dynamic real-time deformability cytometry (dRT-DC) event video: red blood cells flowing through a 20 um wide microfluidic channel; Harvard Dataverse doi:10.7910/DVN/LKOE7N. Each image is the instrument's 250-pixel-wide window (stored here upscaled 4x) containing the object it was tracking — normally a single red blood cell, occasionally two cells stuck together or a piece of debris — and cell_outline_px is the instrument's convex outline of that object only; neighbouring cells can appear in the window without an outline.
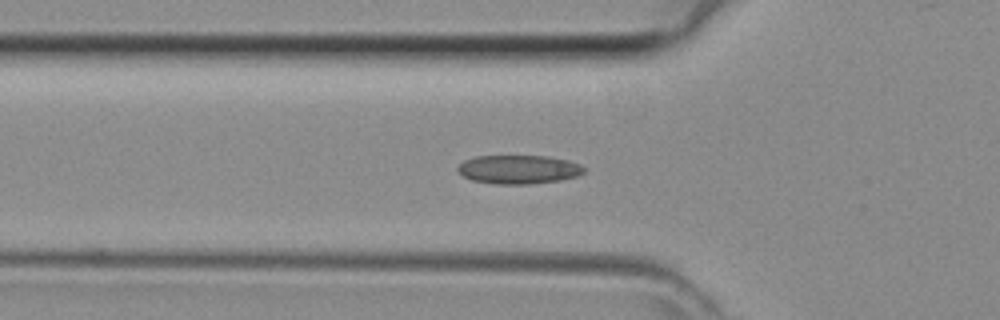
{"species": "common noctule bat (a hibernating species)", "species_latin": "Nyctalus noctula", "temperature_condition": "room temperature", "stored_images_in_passage": 38, "camera_frame_rate_fps": 3000, "um_per_image_px": 0.085, "animal": {"sex": "female", "body_mass_g": 29.2, "forearm_length_mm": 56.3}, "frame": {"image": 1, "passage_image": 11, "time_ms": 3.333, "image_size_px": [1000, 320], "cell_outline_px": [[584, 172], [576, 176], [560, 180], [528, 184], [496, 184], [472, 180], [456, 172], [456, 168], [464, 160], [476, 156], [548, 156], [568, 160], [580, 164], [584, 168]], "centroid_in_image_um": [44.05, 14.4], "position_along_channel_um": 81.7, "area_um2": 21.15}}
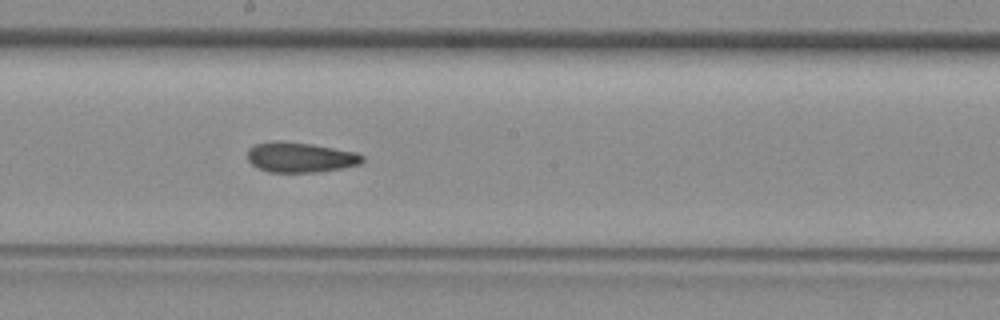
{"frame": {"image": 2, "passage_image": 20, "time_ms": 6.333, "image_size_px": [1000, 320], "cell_outline_px": [[364, 160], [360, 164], [320, 172], [268, 172], [252, 164], [248, 160], [248, 148], [256, 144], [272, 140], [284, 140], [312, 144], [356, 152], [364, 156]], "centroid_in_image_um": [25.51, 13.36], "position_along_channel_um": 222.7, "area_um2": 20.29}}
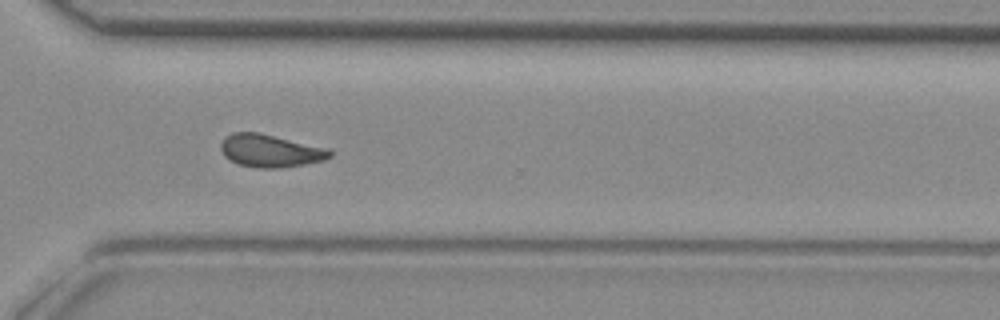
{"frame": {"image": 3, "passage_image": 28, "time_ms": 9.0, "image_size_px": [1000, 320], "cell_outline_px": [[332, 156], [324, 160], [304, 164], [280, 168], [256, 168], [240, 164], [224, 156], [220, 148], [220, 144], [224, 136], [232, 132], [260, 132], [332, 148]], "centroid_in_image_um": [23.01, 12.79], "position_along_channel_um": 347.6, "area_um2": 21.21}}